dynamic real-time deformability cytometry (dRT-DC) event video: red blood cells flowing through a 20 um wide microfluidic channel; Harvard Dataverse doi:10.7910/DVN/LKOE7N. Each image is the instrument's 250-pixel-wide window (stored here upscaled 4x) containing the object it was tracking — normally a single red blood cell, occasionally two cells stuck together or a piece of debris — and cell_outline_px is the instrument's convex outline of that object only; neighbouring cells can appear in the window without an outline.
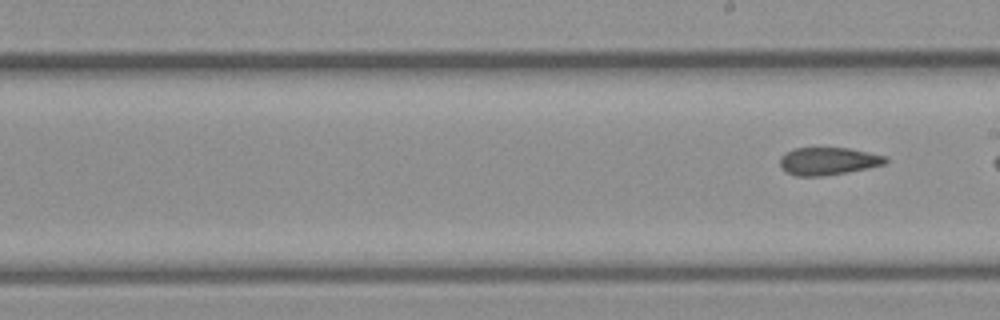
{"species": "common noctule bat (a hibernating species)", "species_latin": "Nyctalus noctula", "temperature_condition": "cold", "stored_images_in_passage": 33, "segment_of_instrument_passage": [2, 2], "camera_frame_rate_fps": 3000, "um_per_image_px": 0.085, "animal": {"sex": "female", "body_mass_g": 21.9}, "frame": {"image": 1, "passage_image": 33, "time_ms": 10.667, "image_size_px": [1000, 320], "cell_outline_px": [[888, 160], [884, 164], [848, 172], [820, 176], [796, 176], [780, 168], [780, 156], [796, 148], [848, 148], [888, 156]], "centroid_in_image_um": [70.4, 13.69], "position_along_channel_um": 218.6, "area_um2": 16.88}}